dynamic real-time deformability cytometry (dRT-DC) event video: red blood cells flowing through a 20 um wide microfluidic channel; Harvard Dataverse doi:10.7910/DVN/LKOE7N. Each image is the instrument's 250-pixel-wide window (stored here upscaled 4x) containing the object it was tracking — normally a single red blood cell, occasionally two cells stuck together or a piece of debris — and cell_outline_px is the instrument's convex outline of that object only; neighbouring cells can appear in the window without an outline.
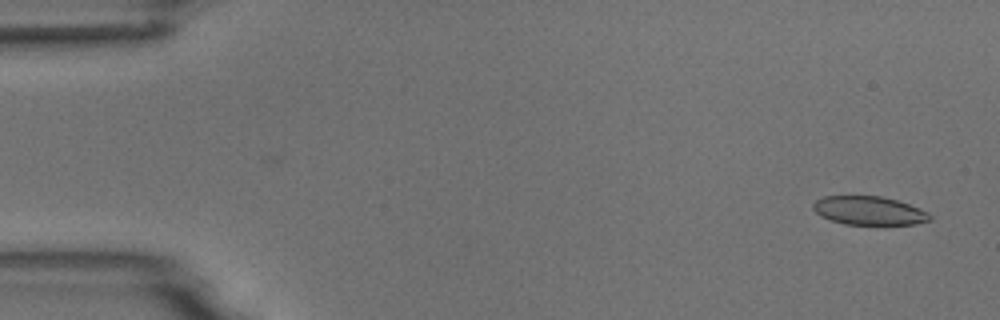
{"species": "common noctule bat (a hibernating species)", "species_latin": "Nyctalus noctula", "temperature_condition": "room temperature", "stored_images_in_passage": 54, "camera_frame_rate_fps": 3000, "um_per_image_px": 0.085, "animal": {"sex": "male", "body_mass_g": 18.8}, "frame": {"image": 1, "passage_image": 3, "time_ms": 0.667, "image_size_px": [1000, 320], "cell_outline_px": [[932, 220], [916, 224], [884, 228], [844, 224], [820, 216], [812, 208], [812, 204], [816, 200], [824, 196], [880, 196], [896, 200], [920, 208], [928, 212], [932, 216]], "centroid_in_image_um": [73.93, 17.96], "position_along_channel_um": 11.1, "area_um2": 20.46}}
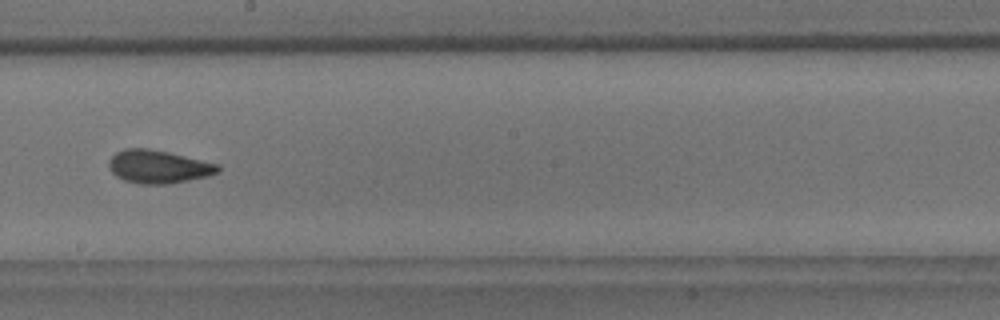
{"frame": {"image": 2, "passage_image": 31, "time_ms": 10.0, "image_size_px": [1000, 320], "cell_outline_px": [[220, 172], [208, 176], [168, 184], [140, 184], [124, 180], [116, 176], [108, 168], [108, 160], [116, 152], [124, 148], [148, 148], [168, 152], [220, 164]], "centroid_in_image_um": [13.45, 14.16], "position_along_channel_um": 234.7, "area_um2": 21.21}}
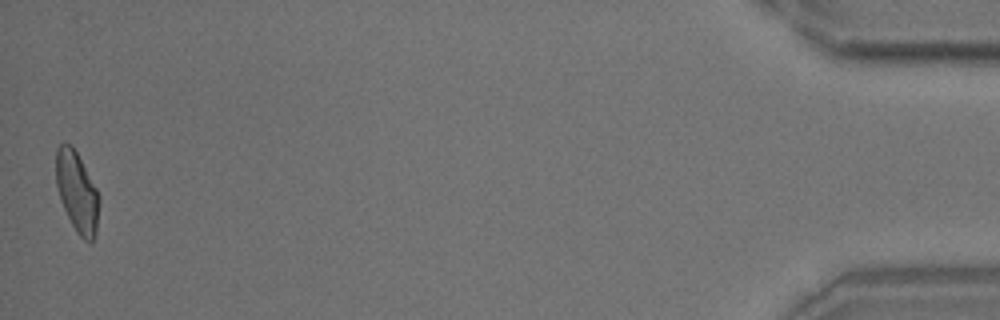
{"frame": {"image": 3, "passage_image": 54, "time_ms": 17.667, "image_size_px": [1000, 320], "cell_outline_px": [[100, 200], [96, 236], [92, 240], [84, 240], [76, 232], [60, 200], [56, 184], [56, 148], [60, 144], [72, 144], [96, 188], [100, 196]], "centroid_in_image_um": [6.55, 16.32], "position_along_channel_um": 428.6, "area_um2": 20.17}, "authors_computed_cell_mechanics": {"area_um2": 20.8369, "velocity_mm_per_s": 3.7358, "shape_relaxation_time_tau1_ms": 5.3114, "shape_relaxation_time_tau2_ms": 2.1078, "deformation_change_tau1": 0.1322, "deformation_change_tau2": 0.0689}}